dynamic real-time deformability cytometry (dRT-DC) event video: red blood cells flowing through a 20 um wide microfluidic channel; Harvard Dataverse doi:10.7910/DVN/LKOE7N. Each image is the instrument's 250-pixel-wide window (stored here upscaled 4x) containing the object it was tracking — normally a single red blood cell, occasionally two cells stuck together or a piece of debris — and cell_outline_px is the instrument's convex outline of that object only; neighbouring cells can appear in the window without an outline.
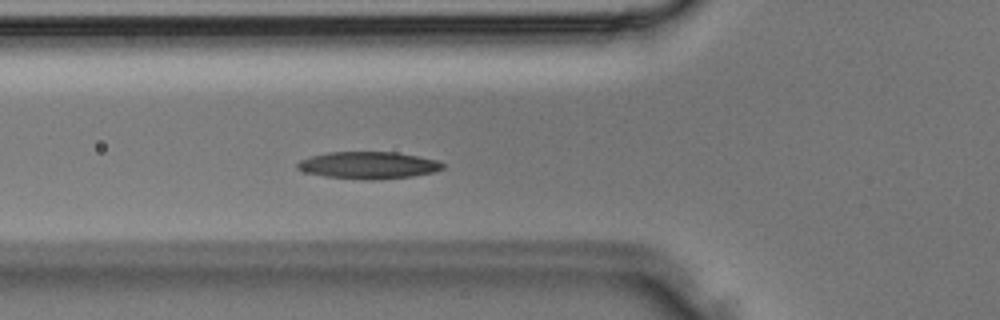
{"species": "Egyptian fruit bat (a non-hibernating species)", "species_latin": "Rousettus aegyptiacus", "temperature_condition": "room temperature", "stored_images_in_passage": 28, "camera_frame_rate_fps": 3000, "um_per_image_px": 0.085, "animal": {"sex": "male"}, "frame": {"image": 1, "passage_image": 5, "time_ms": 1.333, "image_size_px": [1000, 320], "cell_outline_px": [[444, 168], [436, 172], [412, 176], [376, 180], [368, 180], [324, 176], [304, 172], [296, 168], [296, 164], [300, 160], [312, 156], [328, 152], [396, 152], [436, 160], [444, 164]], "centroid_in_image_um": [31.31, 14.05], "position_along_channel_um": 94.5, "area_um2": 22.95}}
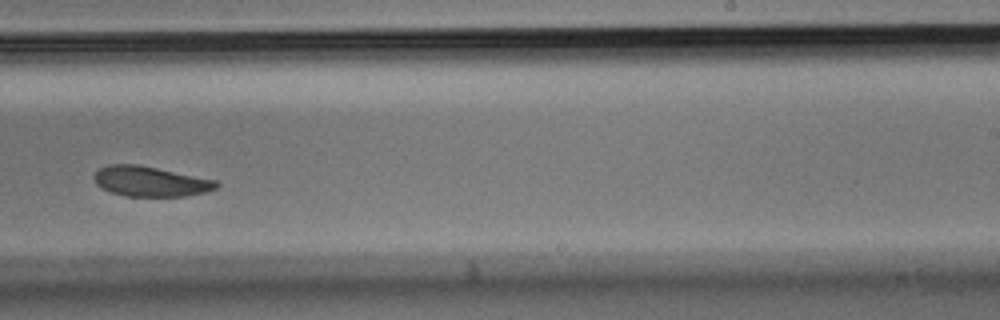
{"frame": {"image": 2, "passage_image": 15, "time_ms": 4.667, "image_size_px": [1000, 320], "cell_outline_px": [[220, 184], [216, 188], [208, 192], [184, 196], [128, 196], [112, 192], [100, 188], [96, 184], [92, 176], [100, 168], [108, 164], [136, 164], [216, 180]], "centroid_in_image_um": [12.77, 15.42], "position_along_channel_um": 276.2, "area_um2": 21.39}}
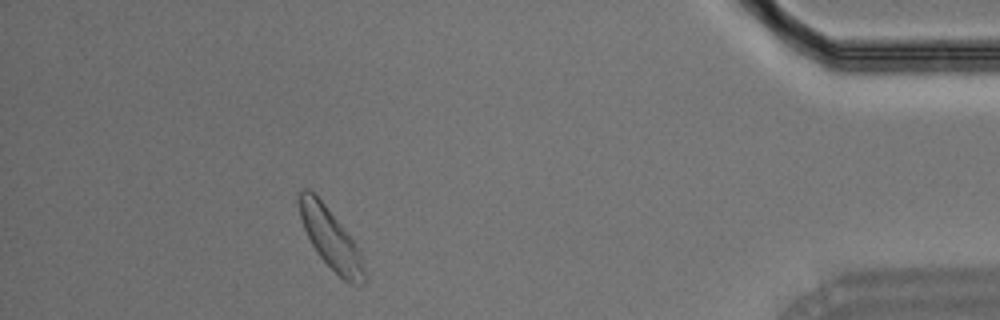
{"frame": {"image": 3, "passage_image": 25, "time_ms": 8.0, "image_size_px": [1000, 320], "cell_outline_px": [[368, 276], [364, 284], [360, 288], [348, 284], [316, 252], [304, 228], [300, 216], [296, 200], [300, 188], [308, 188], [324, 204], [356, 244], [360, 252]], "centroid_in_image_um": [28.13, 20.33], "position_along_channel_um": 407.1, "area_um2": 23.0}}